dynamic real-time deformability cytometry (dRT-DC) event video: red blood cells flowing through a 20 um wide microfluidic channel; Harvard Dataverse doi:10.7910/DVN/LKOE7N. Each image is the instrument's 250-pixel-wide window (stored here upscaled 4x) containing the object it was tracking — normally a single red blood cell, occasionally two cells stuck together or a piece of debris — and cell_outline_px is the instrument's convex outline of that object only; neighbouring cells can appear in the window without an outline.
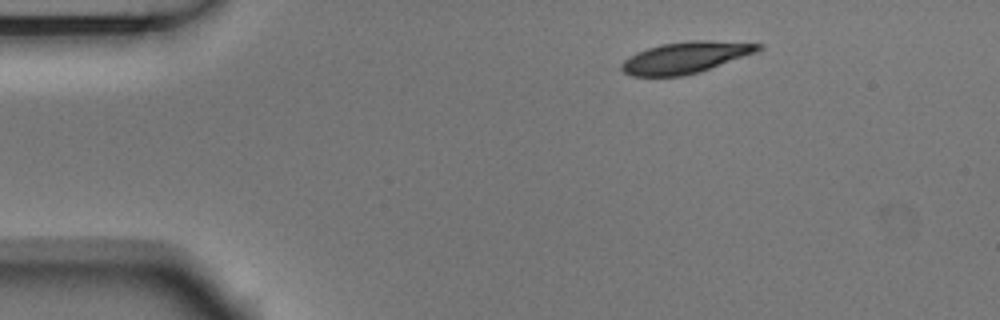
{"species": "Egyptian fruit bat (a non-hibernating species)", "species_latin": "Rousettus aegyptiacus", "temperature_condition": "room temperature", "stored_images_in_passage": 46, "camera_frame_rate_fps": 3000, "um_per_image_px": 0.085, "animal": {"sex": "male"}, "frame": {"image": 1, "passage_image": 1, "time_ms": 0.0, "image_size_px": [1000, 320], "cell_outline_px": [[764, 48], [756, 52], [700, 72], [680, 76], [632, 76], [624, 72], [620, 68], [620, 64], [628, 56], [636, 52], [660, 44], [692, 40], [704, 40], [764, 44]], "centroid_in_image_um": [58.25, 4.88], "position_along_channel_um": 26.8, "area_um2": 25.03}}
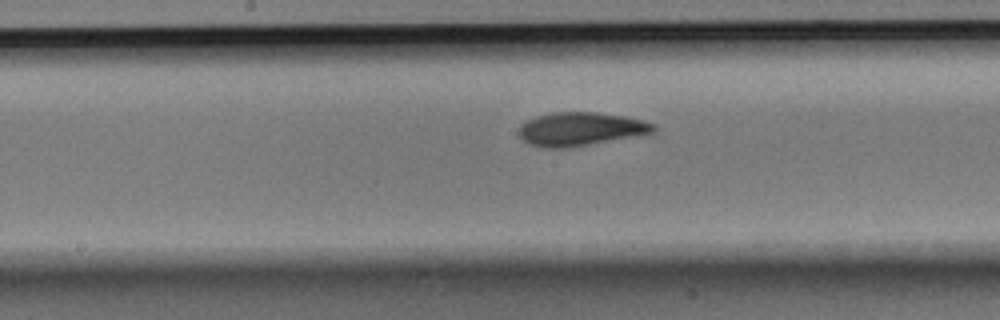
{"frame": {"image": 2, "passage_image": 20, "time_ms": 6.333, "image_size_px": [1000, 320], "cell_outline_px": [[656, 132], [636, 136], [572, 148], [540, 148], [528, 144], [520, 136], [520, 124], [536, 116], [552, 112], [596, 112], [624, 116], [644, 120], [656, 124]], "centroid_in_image_um": [49.37, 10.98], "position_along_channel_um": 198.8, "area_um2": 26.65}}
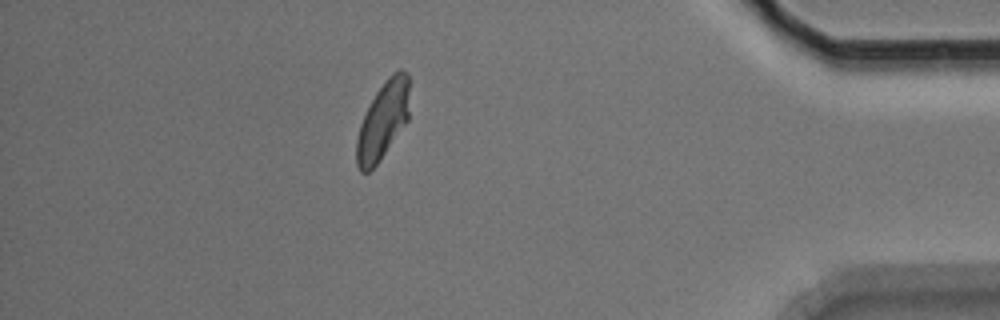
{"frame": {"image": 3, "passage_image": 40, "time_ms": 13.0, "image_size_px": [1000, 320], "cell_outline_px": [[408, 120], [380, 160], [368, 172], [360, 172], [356, 164], [356, 140], [360, 124], [376, 92], [388, 76], [392, 72], [400, 68], [408, 72]], "centroid_in_image_um": [32.54, 10.24], "position_along_channel_um": 402.7, "area_um2": 23.7}, "authors_computed_cell_mechanics": {"area_um2": 25.3742, "velocity_mm_per_s": 3.6932, "shape_relaxation_time_tau1_ms": 3.3234, "shape_relaxation_time_tau2_ms": null, "deformation_change_tau1": 0.154, "deformation_change_tau2": null}}